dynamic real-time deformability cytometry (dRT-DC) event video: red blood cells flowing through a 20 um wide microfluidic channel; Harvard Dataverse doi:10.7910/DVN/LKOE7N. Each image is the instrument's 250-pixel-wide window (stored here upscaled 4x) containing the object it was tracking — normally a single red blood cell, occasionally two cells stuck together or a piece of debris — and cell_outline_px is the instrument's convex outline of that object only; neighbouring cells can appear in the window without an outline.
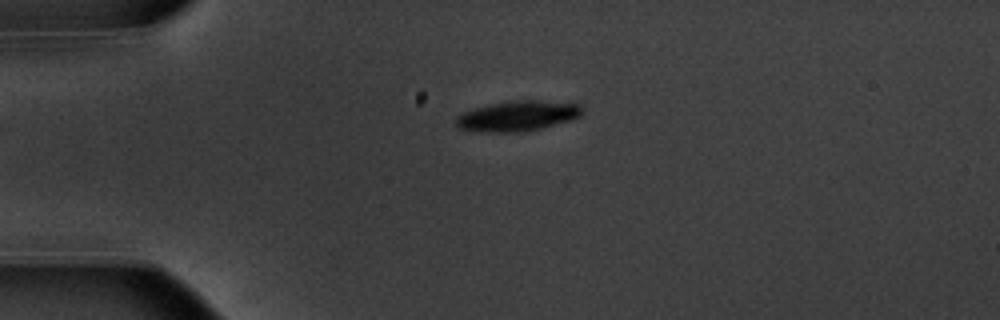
{"species": "common noctule bat (a hibernating species)", "species_latin": "Nyctalus noctula", "temperature_condition": "warm", "stored_images_in_passage": 17, "camera_frame_rate_fps": 3000, "um_per_image_px": 0.085, "animal": {"sex": "male", "body_mass_g": 20.1, "forearm_length_mm": 53.5}, "frame": {"image": 1, "passage_image": 1, "time_ms": 0.0, "image_size_px": [1000, 320], "cell_outline_px": [[584, 108], [580, 116], [572, 120], [540, 128], [520, 132], [488, 132], [456, 128], [456, 116], [472, 108], [488, 104], [516, 100], [536, 100], [580, 104]], "centroid_in_image_um": [43.99, 9.85], "position_along_channel_um": 41.0, "area_um2": 22.31}}
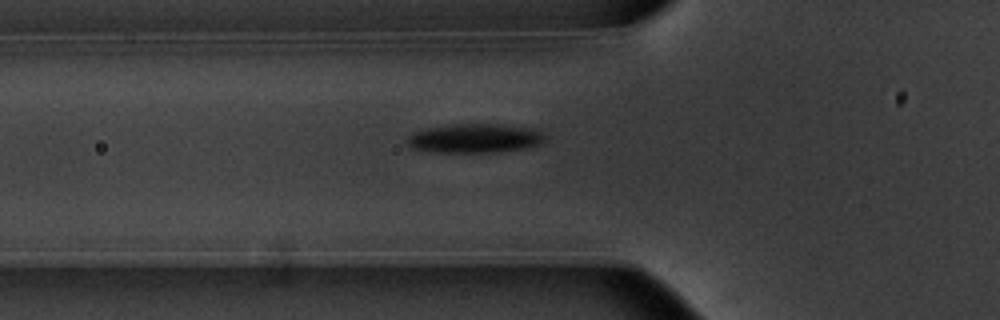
{"frame": {"image": 2, "passage_image": 7, "time_ms": 2.0, "image_size_px": [1000, 320], "cell_outline_px": [[544, 140], [536, 144], [524, 148], [492, 152], [432, 152], [412, 148], [408, 144], [408, 136], [416, 132], [428, 128], [456, 124], [500, 124], [532, 128], [540, 132], [544, 136]], "centroid_in_image_um": [40.33, 11.75], "position_along_channel_um": 85.5, "area_um2": 22.89}}
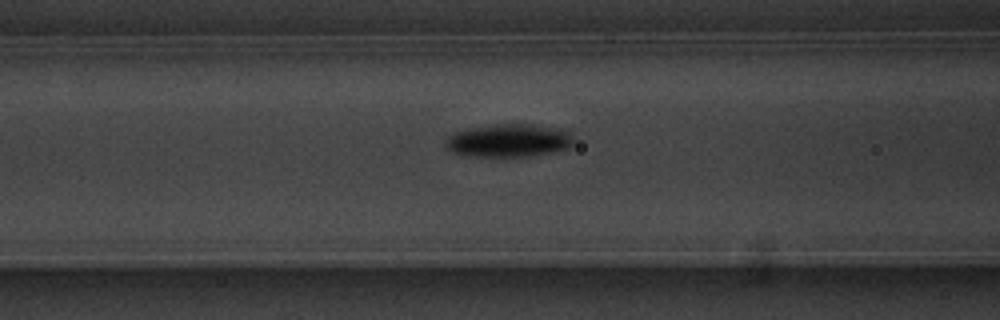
{"frame": {"image": 3, "passage_image": 10, "time_ms": 3.0, "image_size_px": [1000, 320], "cell_outline_px": [[572, 144], [568, 148], [528, 156], [476, 156], [452, 152], [448, 148], [448, 140], [456, 132], [476, 128], [512, 124], [520, 124], [548, 128], [568, 132], [572, 136]], "centroid_in_image_um": [43.27, 11.97], "position_along_channel_um": 123.3, "area_um2": 23.06}}